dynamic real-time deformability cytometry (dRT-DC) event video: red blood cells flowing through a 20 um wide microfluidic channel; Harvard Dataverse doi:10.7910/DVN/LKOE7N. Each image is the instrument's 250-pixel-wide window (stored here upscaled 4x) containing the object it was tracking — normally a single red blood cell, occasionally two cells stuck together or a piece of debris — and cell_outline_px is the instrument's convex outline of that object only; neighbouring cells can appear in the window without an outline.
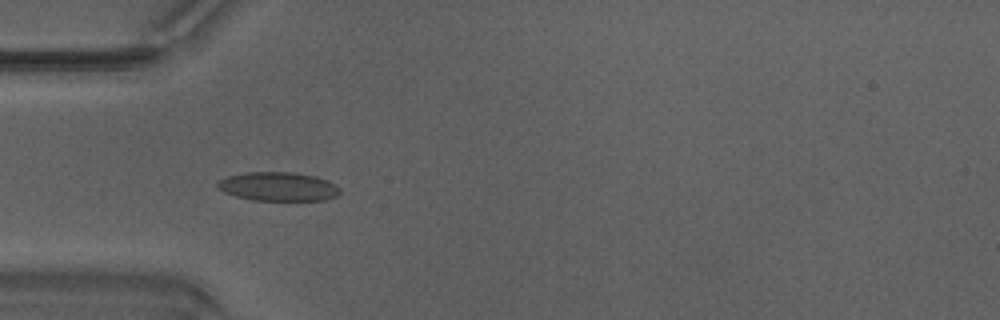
{"species": "Egyptian fruit bat (a non-hibernating species)", "species_latin": "Rousettus aegyptiacus", "temperature_condition": "warm", "stored_images_in_passage": 36, "camera_frame_rate_fps": 3000, "um_per_image_px": 0.085, "animal": {"sex": "male"}, "frame": {"image": 1, "passage_image": 2, "time_ms": 0.333, "image_size_px": [1000, 320], "cell_outline_px": [[340, 192], [336, 196], [324, 200], [252, 200], [236, 196], [224, 192], [216, 188], [216, 184], [220, 180], [228, 176], [248, 172], [288, 172], [316, 176], [328, 180], [336, 184], [340, 188]], "centroid_in_image_um": [23.65, 15.86], "position_along_channel_um": 61.3, "area_um2": 20.58}}
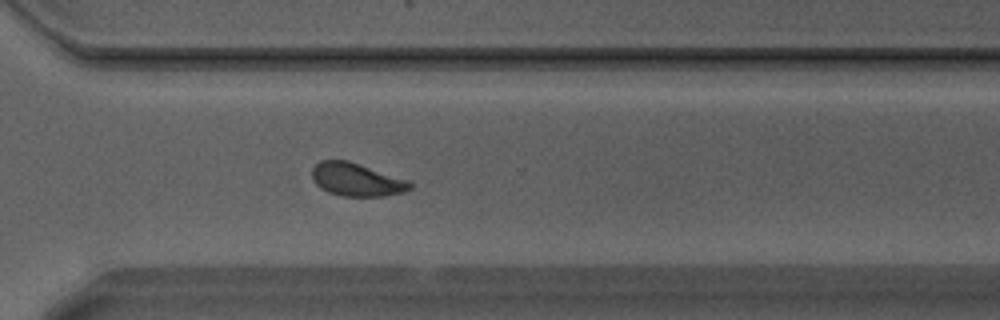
{"frame": {"image": 2, "passage_image": 22, "time_ms": 7.0, "image_size_px": [1000, 320], "cell_outline_px": [[412, 188], [404, 192], [384, 196], [344, 196], [328, 192], [320, 188], [312, 180], [312, 168], [320, 160], [348, 160], [408, 180], [412, 184]], "centroid_in_image_um": [30.29, 15.26], "position_along_channel_um": 340.3, "area_um2": 18.9}}
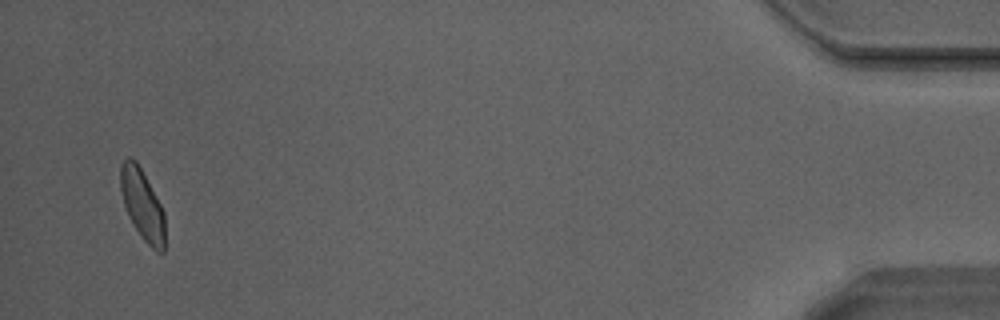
{"frame": {"image": 3, "passage_image": 34, "time_ms": 11.0, "image_size_px": [1000, 320], "cell_outline_px": [[164, 252], [156, 252], [140, 236], [128, 216], [124, 204], [120, 188], [120, 164], [128, 156], [136, 160], [160, 204], [164, 212]], "centroid_in_image_um": [12.08, 17.39], "position_along_channel_um": 423.1, "area_um2": 18.15}, "authors_computed_cell_mechanics": {"area_um2": 18.8428, "velocity_mm_per_s": 4.218, "shape_relaxation_time_tau1_ms": 4.1959, "shape_relaxation_time_tau2_ms": 0.8562, "deformation_change_tau1": 0.125, "deformation_change_tau2": 0.0704}}